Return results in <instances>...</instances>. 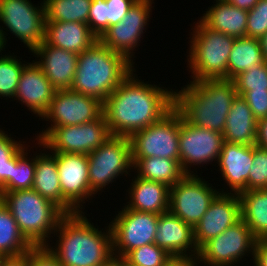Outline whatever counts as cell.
Masks as SVG:
<instances>
[{
	"mask_svg": "<svg viewBox=\"0 0 267 266\" xmlns=\"http://www.w3.org/2000/svg\"><path fill=\"white\" fill-rule=\"evenodd\" d=\"M233 83L239 96L247 91H267V62L238 74Z\"/></svg>",
	"mask_w": 267,
	"mask_h": 266,
	"instance_id": "cell-37",
	"label": "cell"
},
{
	"mask_svg": "<svg viewBox=\"0 0 267 266\" xmlns=\"http://www.w3.org/2000/svg\"><path fill=\"white\" fill-rule=\"evenodd\" d=\"M56 164L62 191V210L66 214L83 212L84 203L96 195L90 189L88 155L56 153Z\"/></svg>",
	"mask_w": 267,
	"mask_h": 266,
	"instance_id": "cell-15",
	"label": "cell"
},
{
	"mask_svg": "<svg viewBox=\"0 0 267 266\" xmlns=\"http://www.w3.org/2000/svg\"><path fill=\"white\" fill-rule=\"evenodd\" d=\"M154 243L172 257L197 256L199 253L194 228L170 211L159 215Z\"/></svg>",
	"mask_w": 267,
	"mask_h": 266,
	"instance_id": "cell-21",
	"label": "cell"
},
{
	"mask_svg": "<svg viewBox=\"0 0 267 266\" xmlns=\"http://www.w3.org/2000/svg\"><path fill=\"white\" fill-rule=\"evenodd\" d=\"M131 169L133 162L129 137L111 135L88 154L90 189L97 195L98 192H103L106 186L116 182V178L122 175L130 176Z\"/></svg>",
	"mask_w": 267,
	"mask_h": 266,
	"instance_id": "cell-7",
	"label": "cell"
},
{
	"mask_svg": "<svg viewBox=\"0 0 267 266\" xmlns=\"http://www.w3.org/2000/svg\"><path fill=\"white\" fill-rule=\"evenodd\" d=\"M28 144L15 155V167H12V192L32 189L35 177L36 153L32 158L27 151ZM35 155V156H34ZM29 156V157H28Z\"/></svg>",
	"mask_w": 267,
	"mask_h": 266,
	"instance_id": "cell-35",
	"label": "cell"
},
{
	"mask_svg": "<svg viewBox=\"0 0 267 266\" xmlns=\"http://www.w3.org/2000/svg\"><path fill=\"white\" fill-rule=\"evenodd\" d=\"M55 92L56 89L45 73L33 60L22 70L13 101L18 100L19 104L28 107L33 115L42 117L48 110Z\"/></svg>",
	"mask_w": 267,
	"mask_h": 266,
	"instance_id": "cell-19",
	"label": "cell"
},
{
	"mask_svg": "<svg viewBox=\"0 0 267 266\" xmlns=\"http://www.w3.org/2000/svg\"><path fill=\"white\" fill-rule=\"evenodd\" d=\"M181 114L173 107L160 120L133 133L132 159L161 157L179 162V131Z\"/></svg>",
	"mask_w": 267,
	"mask_h": 266,
	"instance_id": "cell-8",
	"label": "cell"
},
{
	"mask_svg": "<svg viewBox=\"0 0 267 266\" xmlns=\"http://www.w3.org/2000/svg\"><path fill=\"white\" fill-rule=\"evenodd\" d=\"M242 97L257 121L267 117V91H247Z\"/></svg>",
	"mask_w": 267,
	"mask_h": 266,
	"instance_id": "cell-41",
	"label": "cell"
},
{
	"mask_svg": "<svg viewBox=\"0 0 267 266\" xmlns=\"http://www.w3.org/2000/svg\"><path fill=\"white\" fill-rule=\"evenodd\" d=\"M255 145L267 149V117L257 121Z\"/></svg>",
	"mask_w": 267,
	"mask_h": 266,
	"instance_id": "cell-45",
	"label": "cell"
},
{
	"mask_svg": "<svg viewBox=\"0 0 267 266\" xmlns=\"http://www.w3.org/2000/svg\"><path fill=\"white\" fill-rule=\"evenodd\" d=\"M256 238L241 219L199 248L198 259L204 266H233L249 254L254 256ZM248 253V254H247Z\"/></svg>",
	"mask_w": 267,
	"mask_h": 266,
	"instance_id": "cell-13",
	"label": "cell"
},
{
	"mask_svg": "<svg viewBox=\"0 0 267 266\" xmlns=\"http://www.w3.org/2000/svg\"><path fill=\"white\" fill-rule=\"evenodd\" d=\"M16 55L1 54L0 56V98L14 99L20 75L23 68L28 64L20 61ZM24 62V63H23Z\"/></svg>",
	"mask_w": 267,
	"mask_h": 266,
	"instance_id": "cell-34",
	"label": "cell"
},
{
	"mask_svg": "<svg viewBox=\"0 0 267 266\" xmlns=\"http://www.w3.org/2000/svg\"><path fill=\"white\" fill-rule=\"evenodd\" d=\"M136 176L163 183L169 187L178 183L186 173L178 161L161 157L132 159Z\"/></svg>",
	"mask_w": 267,
	"mask_h": 266,
	"instance_id": "cell-29",
	"label": "cell"
},
{
	"mask_svg": "<svg viewBox=\"0 0 267 266\" xmlns=\"http://www.w3.org/2000/svg\"><path fill=\"white\" fill-rule=\"evenodd\" d=\"M153 3V0H137L126 17L118 24L110 26L99 40L112 51L123 54L134 64L136 47L140 46L141 38L148 27L150 13L155 7L152 6Z\"/></svg>",
	"mask_w": 267,
	"mask_h": 266,
	"instance_id": "cell-17",
	"label": "cell"
},
{
	"mask_svg": "<svg viewBox=\"0 0 267 266\" xmlns=\"http://www.w3.org/2000/svg\"><path fill=\"white\" fill-rule=\"evenodd\" d=\"M171 258L172 256L155 243L136 248L124 257L130 266H165Z\"/></svg>",
	"mask_w": 267,
	"mask_h": 266,
	"instance_id": "cell-36",
	"label": "cell"
},
{
	"mask_svg": "<svg viewBox=\"0 0 267 266\" xmlns=\"http://www.w3.org/2000/svg\"><path fill=\"white\" fill-rule=\"evenodd\" d=\"M84 213L66 214L54 232L56 245H47L62 266H101L113 256L110 225L102 232Z\"/></svg>",
	"mask_w": 267,
	"mask_h": 266,
	"instance_id": "cell-2",
	"label": "cell"
},
{
	"mask_svg": "<svg viewBox=\"0 0 267 266\" xmlns=\"http://www.w3.org/2000/svg\"><path fill=\"white\" fill-rule=\"evenodd\" d=\"M31 53L38 58L34 62L42 69L56 90L71 89L75 79L78 54L46 44L44 41Z\"/></svg>",
	"mask_w": 267,
	"mask_h": 266,
	"instance_id": "cell-20",
	"label": "cell"
},
{
	"mask_svg": "<svg viewBox=\"0 0 267 266\" xmlns=\"http://www.w3.org/2000/svg\"><path fill=\"white\" fill-rule=\"evenodd\" d=\"M101 266H127V262L124 258L112 256L107 262Z\"/></svg>",
	"mask_w": 267,
	"mask_h": 266,
	"instance_id": "cell-49",
	"label": "cell"
},
{
	"mask_svg": "<svg viewBox=\"0 0 267 266\" xmlns=\"http://www.w3.org/2000/svg\"><path fill=\"white\" fill-rule=\"evenodd\" d=\"M224 143L223 134L187 123L181 116L179 131V163L186 174L191 167H202L217 161Z\"/></svg>",
	"mask_w": 267,
	"mask_h": 266,
	"instance_id": "cell-16",
	"label": "cell"
},
{
	"mask_svg": "<svg viewBox=\"0 0 267 266\" xmlns=\"http://www.w3.org/2000/svg\"><path fill=\"white\" fill-rule=\"evenodd\" d=\"M96 40L86 23L45 22L44 42L54 47L80 54Z\"/></svg>",
	"mask_w": 267,
	"mask_h": 266,
	"instance_id": "cell-24",
	"label": "cell"
},
{
	"mask_svg": "<svg viewBox=\"0 0 267 266\" xmlns=\"http://www.w3.org/2000/svg\"><path fill=\"white\" fill-rule=\"evenodd\" d=\"M264 63L259 39L247 36L235 38L228 60V79L233 80L238 74Z\"/></svg>",
	"mask_w": 267,
	"mask_h": 266,
	"instance_id": "cell-30",
	"label": "cell"
},
{
	"mask_svg": "<svg viewBox=\"0 0 267 266\" xmlns=\"http://www.w3.org/2000/svg\"><path fill=\"white\" fill-rule=\"evenodd\" d=\"M134 67L123 54L112 51L98 39L78 54L71 90L104 102Z\"/></svg>",
	"mask_w": 267,
	"mask_h": 266,
	"instance_id": "cell-4",
	"label": "cell"
},
{
	"mask_svg": "<svg viewBox=\"0 0 267 266\" xmlns=\"http://www.w3.org/2000/svg\"><path fill=\"white\" fill-rule=\"evenodd\" d=\"M28 253L29 266H62L47 246H33Z\"/></svg>",
	"mask_w": 267,
	"mask_h": 266,
	"instance_id": "cell-43",
	"label": "cell"
},
{
	"mask_svg": "<svg viewBox=\"0 0 267 266\" xmlns=\"http://www.w3.org/2000/svg\"><path fill=\"white\" fill-rule=\"evenodd\" d=\"M2 266H29V253L18 256H2Z\"/></svg>",
	"mask_w": 267,
	"mask_h": 266,
	"instance_id": "cell-46",
	"label": "cell"
},
{
	"mask_svg": "<svg viewBox=\"0 0 267 266\" xmlns=\"http://www.w3.org/2000/svg\"><path fill=\"white\" fill-rule=\"evenodd\" d=\"M111 133L102 114L98 119L75 126L54 128L41 142L40 148L53 153L90 154L102 145Z\"/></svg>",
	"mask_w": 267,
	"mask_h": 266,
	"instance_id": "cell-12",
	"label": "cell"
},
{
	"mask_svg": "<svg viewBox=\"0 0 267 266\" xmlns=\"http://www.w3.org/2000/svg\"><path fill=\"white\" fill-rule=\"evenodd\" d=\"M0 266H2V256H0Z\"/></svg>",
	"mask_w": 267,
	"mask_h": 266,
	"instance_id": "cell-52",
	"label": "cell"
},
{
	"mask_svg": "<svg viewBox=\"0 0 267 266\" xmlns=\"http://www.w3.org/2000/svg\"><path fill=\"white\" fill-rule=\"evenodd\" d=\"M21 233L33 246H47L66 213L34 189L1 192ZM52 234V235H51Z\"/></svg>",
	"mask_w": 267,
	"mask_h": 266,
	"instance_id": "cell-5",
	"label": "cell"
},
{
	"mask_svg": "<svg viewBox=\"0 0 267 266\" xmlns=\"http://www.w3.org/2000/svg\"><path fill=\"white\" fill-rule=\"evenodd\" d=\"M108 9L106 0H92L91 2L88 26L98 39L108 29Z\"/></svg>",
	"mask_w": 267,
	"mask_h": 266,
	"instance_id": "cell-40",
	"label": "cell"
},
{
	"mask_svg": "<svg viewBox=\"0 0 267 266\" xmlns=\"http://www.w3.org/2000/svg\"><path fill=\"white\" fill-rule=\"evenodd\" d=\"M32 247L21 233L9 208L0 199V256L22 255Z\"/></svg>",
	"mask_w": 267,
	"mask_h": 266,
	"instance_id": "cell-31",
	"label": "cell"
},
{
	"mask_svg": "<svg viewBox=\"0 0 267 266\" xmlns=\"http://www.w3.org/2000/svg\"><path fill=\"white\" fill-rule=\"evenodd\" d=\"M134 72L103 102V115L113 136L130 137L174 107V90L141 81Z\"/></svg>",
	"mask_w": 267,
	"mask_h": 266,
	"instance_id": "cell-1",
	"label": "cell"
},
{
	"mask_svg": "<svg viewBox=\"0 0 267 266\" xmlns=\"http://www.w3.org/2000/svg\"><path fill=\"white\" fill-rule=\"evenodd\" d=\"M198 256L172 257L165 266H198Z\"/></svg>",
	"mask_w": 267,
	"mask_h": 266,
	"instance_id": "cell-47",
	"label": "cell"
},
{
	"mask_svg": "<svg viewBox=\"0 0 267 266\" xmlns=\"http://www.w3.org/2000/svg\"><path fill=\"white\" fill-rule=\"evenodd\" d=\"M252 258L254 266H267V240H256Z\"/></svg>",
	"mask_w": 267,
	"mask_h": 266,
	"instance_id": "cell-44",
	"label": "cell"
},
{
	"mask_svg": "<svg viewBox=\"0 0 267 266\" xmlns=\"http://www.w3.org/2000/svg\"><path fill=\"white\" fill-rule=\"evenodd\" d=\"M195 172L186 174L171 186L169 197V211L192 228L198 224L219 193H228L223 188L217 190Z\"/></svg>",
	"mask_w": 267,
	"mask_h": 266,
	"instance_id": "cell-11",
	"label": "cell"
},
{
	"mask_svg": "<svg viewBox=\"0 0 267 266\" xmlns=\"http://www.w3.org/2000/svg\"><path fill=\"white\" fill-rule=\"evenodd\" d=\"M214 3L216 4L209 6L199 19L215 31L234 38L246 37L248 11L237 8L225 0H214Z\"/></svg>",
	"mask_w": 267,
	"mask_h": 266,
	"instance_id": "cell-25",
	"label": "cell"
},
{
	"mask_svg": "<svg viewBox=\"0 0 267 266\" xmlns=\"http://www.w3.org/2000/svg\"><path fill=\"white\" fill-rule=\"evenodd\" d=\"M137 0H106L108 9V28L121 22Z\"/></svg>",
	"mask_w": 267,
	"mask_h": 266,
	"instance_id": "cell-42",
	"label": "cell"
},
{
	"mask_svg": "<svg viewBox=\"0 0 267 266\" xmlns=\"http://www.w3.org/2000/svg\"><path fill=\"white\" fill-rule=\"evenodd\" d=\"M267 189V149L253 145V163L249 172L247 191Z\"/></svg>",
	"mask_w": 267,
	"mask_h": 266,
	"instance_id": "cell-38",
	"label": "cell"
},
{
	"mask_svg": "<svg viewBox=\"0 0 267 266\" xmlns=\"http://www.w3.org/2000/svg\"><path fill=\"white\" fill-rule=\"evenodd\" d=\"M0 34L7 48V35L4 29L23 42L32 52L44 41L45 12L43 2L37 6L31 0H0ZM6 35V36H5Z\"/></svg>",
	"mask_w": 267,
	"mask_h": 266,
	"instance_id": "cell-9",
	"label": "cell"
},
{
	"mask_svg": "<svg viewBox=\"0 0 267 266\" xmlns=\"http://www.w3.org/2000/svg\"><path fill=\"white\" fill-rule=\"evenodd\" d=\"M46 22H80L88 24L92 0H41Z\"/></svg>",
	"mask_w": 267,
	"mask_h": 266,
	"instance_id": "cell-32",
	"label": "cell"
},
{
	"mask_svg": "<svg viewBox=\"0 0 267 266\" xmlns=\"http://www.w3.org/2000/svg\"><path fill=\"white\" fill-rule=\"evenodd\" d=\"M238 196L241 219L257 240H267V189L243 191Z\"/></svg>",
	"mask_w": 267,
	"mask_h": 266,
	"instance_id": "cell-28",
	"label": "cell"
},
{
	"mask_svg": "<svg viewBox=\"0 0 267 266\" xmlns=\"http://www.w3.org/2000/svg\"><path fill=\"white\" fill-rule=\"evenodd\" d=\"M5 45L3 43V40H2V37H1V34H0V55L3 53L2 51H5Z\"/></svg>",
	"mask_w": 267,
	"mask_h": 266,
	"instance_id": "cell-51",
	"label": "cell"
},
{
	"mask_svg": "<svg viewBox=\"0 0 267 266\" xmlns=\"http://www.w3.org/2000/svg\"><path fill=\"white\" fill-rule=\"evenodd\" d=\"M192 27L186 52L191 81L228 79V60L235 38L208 28L201 20Z\"/></svg>",
	"mask_w": 267,
	"mask_h": 266,
	"instance_id": "cell-6",
	"label": "cell"
},
{
	"mask_svg": "<svg viewBox=\"0 0 267 266\" xmlns=\"http://www.w3.org/2000/svg\"><path fill=\"white\" fill-rule=\"evenodd\" d=\"M259 40L265 61L267 62V32Z\"/></svg>",
	"mask_w": 267,
	"mask_h": 266,
	"instance_id": "cell-50",
	"label": "cell"
},
{
	"mask_svg": "<svg viewBox=\"0 0 267 266\" xmlns=\"http://www.w3.org/2000/svg\"><path fill=\"white\" fill-rule=\"evenodd\" d=\"M267 32V0L258 3L248 10L247 37L260 39Z\"/></svg>",
	"mask_w": 267,
	"mask_h": 266,
	"instance_id": "cell-39",
	"label": "cell"
},
{
	"mask_svg": "<svg viewBox=\"0 0 267 266\" xmlns=\"http://www.w3.org/2000/svg\"><path fill=\"white\" fill-rule=\"evenodd\" d=\"M257 120L246 100L237 95L228 113L223 137L224 141L242 145H255Z\"/></svg>",
	"mask_w": 267,
	"mask_h": 266,
	"instance_id": "cell-26",
	"label": "cell"
},
{
	"mask_svg": "<svg viewBox=\"0 0 267 266\" xmlns=\"http://www.w3.org/2000/svg\"><path fill=\"white\" fill-rule=\"evenodd\" d=\"M240 220L241 203L238 194L219 193L194 227V240L198 249Z\"/></svg>",
	"mask_w": 267,
	"mask_h": 266,
	"instance_id": "cell-18",
	"label": "cell"
},
{
	"mask_svg": "<svg viewBox=\"0 0 267 266\" xmlns=\"http://www.w3.org/2000/svg\"><path fill=\"white\" fill-rule=\"evenodd\" d=\"M7 132L0 128V193L12 192V167H15V155L26 143L13 139L14 137Z\"/></svg>",
	"mask_w": 267,
	"mask_h": 266,
	"instance_id": "cell-33",
	"label": "cell"
},
{
	"mask_svg": "<svg viewBox=\"0 0 267 266\" xmlns=\"http://www.w3.org/2000/svg\"><path fill=\"white\" fill-rule=\"evenodd\" d=\"M135 177V178H134ZM129 186L127 209L160 215L169 211L170 187L134 175Z\"/></svg>",
	"mask_w": 267,
	"mask_h": 266,
	"instance_id": "cell-23",
	"label": "cell"
},
{
	"mask_svg": "<svg viewBox=\"0 0 267 266\" xmlns=\"http://www.w3.org/2000/svg\"><path fill=\"white\" fill-rule=\"evenodd\" d=\"M253 163V145L224 141L216 164L230 194L247 191L249 172Z\"/></svg>",
	"mask_w": 267,
	"mask_h": 266,
	"instance_id": "cell-22",
	"label": "cell"
},
{
	"mask_svg": "<svg viewBox=\"0 0 267 266\" xmlns=\"http://www.w3.org/2000/svg\"><path fill=\"white\" fill-rule=\"evenodd\" d=\"M109 223L113 255L124 258L130 251L154 243L159 215L122 207Z\"/></svg>",
	"mask_w": 267,
	"mask_h": 266,
	"instance_id": "cell-14",
	"label": "cell"
},
{
	"mask_svg": "<svg viewBox=\"0 0 267 266\" xmlns=\"http://www.w3.org/2000/svg\"><path fill=\"white\" fill-rule=\"evenodd\" d=\"M237 95L230 79L190 81L181 90H174V107L187 123L223 133Z\"/></svg>",
	"mask_w": 267,
	"mask_h": 266,
	"instance_id": "cell-3",
	"label": "cell"
},
{
	"mask_svg": "<svg viewBox=\"0 0 267 266\" xmlns=\"http://www.w3.org/2000/svg\"><path fill=\"white\" fill-rule=\"evenodd\" d=\"M103 114V102L99 99L67 90H56L48 110L41 117L51 122L50 126L37 134L36 140L42 141L54 128L75 126L98 119Z\"/></svg>",
	"mask_w": 267,
	"mask_h": 266,
	"instance_id": "cell-10",
	"label": "cell"
},
{
	"mask_svg": "<svg viewBox=\"0 0 267 266\" xmlns=\"http://www.w3.org/2000/svg\"><path fill=\"white\" fill-rule=\"evenodd\" d=\"M228 3H231L233 6L243 10H251L257 3L258 0H225Z\"/></svg>",
	"mask_w": 267,
	"mask_h": 266,
	"instance_id": "cell-48",
	"label": "cell"
},
{
	"mask_svg": "<svg viewBox=\"0 0 267 266\" xmlns=\"http://www.w3.org/2000/svg\"><path fill=\"white\" fill-rule=\"evenodd\" d=\"M42 151L43 153H41ZM45 152L43 149L39 152L40 154L36 153L35 177L32 189L62 209V191L56 164V153Z\"/></svg>",
	"mask_w": 267,
	"mask_h": 266,
	"instance_id": "cell-27",
	"label": "cell"
}]
</instances>
